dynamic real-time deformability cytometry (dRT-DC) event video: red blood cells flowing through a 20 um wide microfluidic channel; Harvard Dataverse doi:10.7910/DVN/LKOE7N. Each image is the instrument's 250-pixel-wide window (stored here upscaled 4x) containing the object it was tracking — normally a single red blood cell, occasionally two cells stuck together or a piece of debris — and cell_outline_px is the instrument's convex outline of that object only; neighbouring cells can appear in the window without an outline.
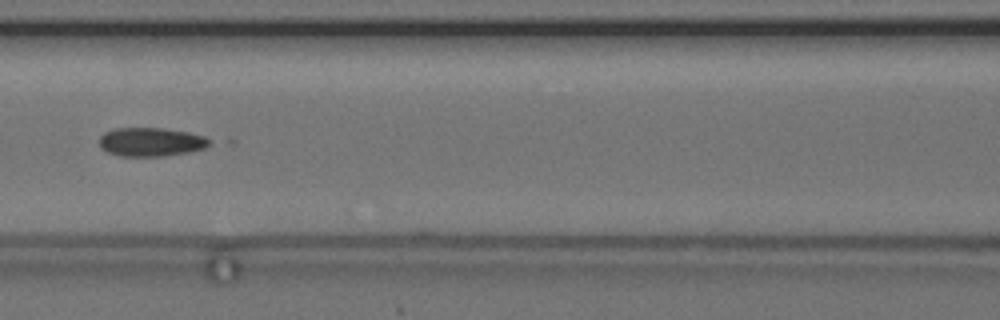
{"species": "common noctule bat (a hibernating species)", "species_latin": "Nyctalus noctula", "temperature_condition": "cold", "stored_images_in_passage": 8, "camera_frame_rate_fps": 3000, "um_per_image_px": 0.085, "animal": {"sex": "female", "body_mass_g": 24.6, "forearm_length_mm": 56.2}, "frame": {"image": 1, "passage_image": 7, "time_ms": 7.667, "image_size_px": [1000, 320], "cell_outline_px": [[212, 144], [204, 148], [188, 152], [164, 156], [120, 156], [108, 152], [100, 148], [100, 136], [104, 132], [116, 128], [160, 128], [188, 132], [204, 136], [212, 140]], "centroid_in_image_um": [12.84, 12.06], "position_along_channel_um": 153.8, "area_um2": 18.5}}